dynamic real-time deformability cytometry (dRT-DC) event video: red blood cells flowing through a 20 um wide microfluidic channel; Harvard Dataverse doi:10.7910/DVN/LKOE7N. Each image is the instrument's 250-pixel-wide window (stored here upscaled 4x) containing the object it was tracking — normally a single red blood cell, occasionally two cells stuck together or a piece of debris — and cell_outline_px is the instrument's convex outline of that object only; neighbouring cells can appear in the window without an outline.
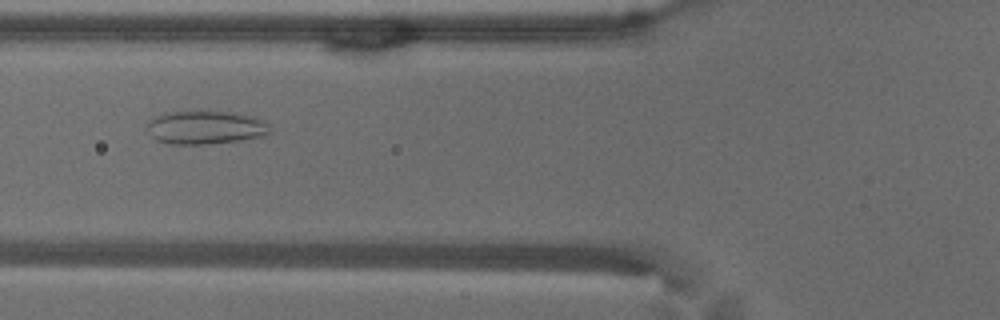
{"species": "common noctule bat (a hibernating species)", "species_latin": "Nyctalus noctula", "temperature_condition": "warm", "stored_images_in_passage": 41, "camera_frame_rate_fps": 3000, "um_per_image_px": 0.085, "animal": {"sex": "male", "body_mass_g": 18.8}, "frame": {"image": 1, "passage_image": 6, "time_ms": 1.667, "image_size_px": [1000, 320], "cell_outline_px": [[268, 132], [264, 136], [240, 140], [208, 144], [168, 144], [156, 140], [148, 132], [148, 124], [156, 116], [168, 112], [200, 108], [236, 112], [252, 116], [268, 124]], "centroid_in_image_um": [17.44, 10.79], "position_along_channel_um": 108.4, "area_um2": 24.51}}
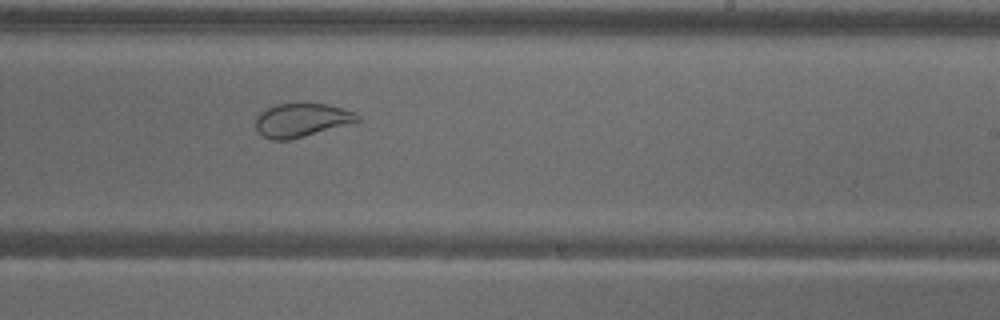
{"frame": {"image": 2, "passage_image": 19, "time_ms": 6.0, "image_size_px": [1000, 320], "cell_outline_px": [[360, 120], [304, 136], [288, 140], [272, 140], [264, 136], [256, 128], [256, 116], [260, 112], [276, 104], [328, 104], [344, 108], [356, 112], [360, 116]], "centroid_in_image_um": [25.63, 10.2], "position_along_channel_um": 263.4, "area_um2": 19.59}}
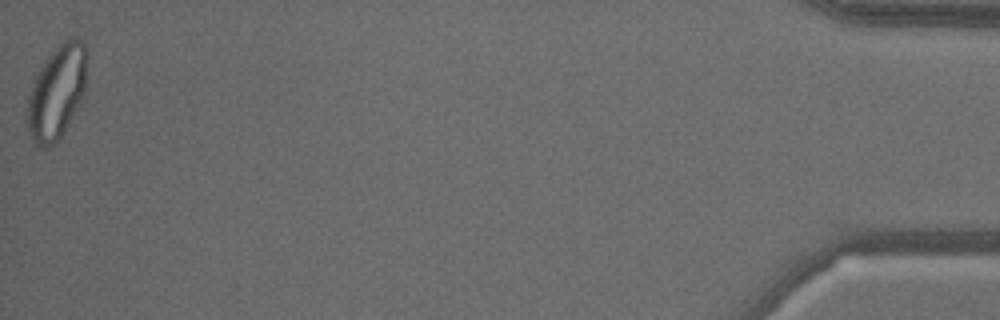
{"frame": {"image": 3, "passage_image": 41, "time_ms": 13.333, "image_size_px": [1000, 320], "cell_outline_px": [[88, 56], [84, 92], [80, 104], [60, 136], [48, 148], [36, 148], [28, 132], [28, 96], [36, 72], [44, 60], [64, 40], [72, 36], [84, 40], [88, 44]], "centroid_in_image_um": [4.85, 7.77], "position_along_channel_um": 430.3, "area_um2": 32.95}, "authors_computed_cell_mechanics": {"area_um2": 25.2586, "velocity_mm_per_s": 3.5731, "shape_relaxation_time_tau1_ms": null, "shape_relaxation_time_tau2_ms": 1.1642, "deformation_change_tau1": null, "deformation_change_tau2": 0.0673}}